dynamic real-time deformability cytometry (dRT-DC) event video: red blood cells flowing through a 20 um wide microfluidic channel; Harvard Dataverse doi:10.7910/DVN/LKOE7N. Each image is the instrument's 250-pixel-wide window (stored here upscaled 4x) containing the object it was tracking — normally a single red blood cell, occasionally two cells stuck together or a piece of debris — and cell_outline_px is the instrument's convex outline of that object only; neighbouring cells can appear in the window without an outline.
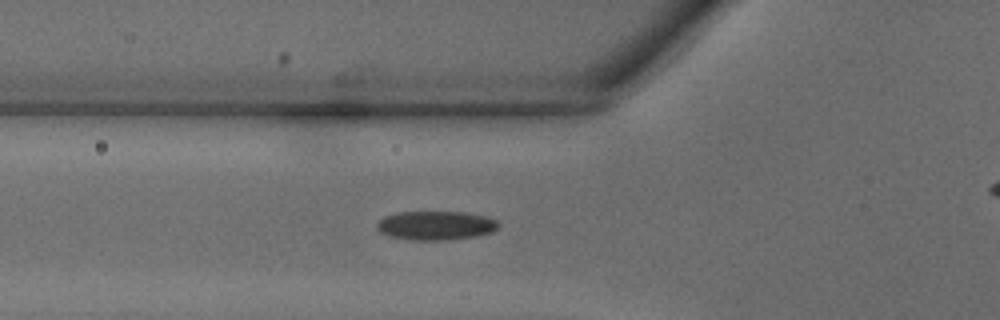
{"species": "common noctule bat (a hibernating species)", "species_latin": "Nyctalus noctula", "temperature_condition": "warm", "stored_images_in_passage": 23, "camera_frame_rate_fps": 3000, "um_per_image_px": 0.085, "animal": {"sex": "male", "body_mass_g": 18.8}, "frame": {"image": 1, "passage_image": 2, "time_ms": 0.333, "image_size_px": [1000, 320], "cell_outline_px": [[500, 224], [492, 232], [476, 236], [448, 240], [408, 240], [392, 236], [380, 232], [376, 228], [376, 224], [384, 216], [396, 212], [464, 212], [488, 216], [496, 220]], "centroid_in_image_um": [37.04, 19.16], "position_along_channel_um": 88.8, "area_um2": 20.63}}
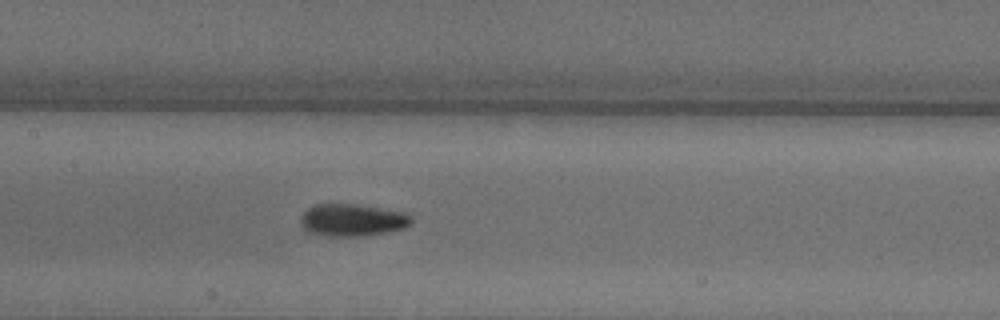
{"frame": {"image": 2, "passage_image": 7, "time_ms": 2.0, "image_size_px": [1000, 320], "cell_outline_px": [[412, 224], [404, 228], [388, 232], [356, 236], [324, 236], [308, 232], [304, 228], [300, 220], [304, 212], [308, 208], [316, 204], [356, 204], [404, 212], [412, 216]], "centroid_in_image_um": [29.96, 18.7], "position_along_channel_um": 177.4, "area_um2": 20.81}}
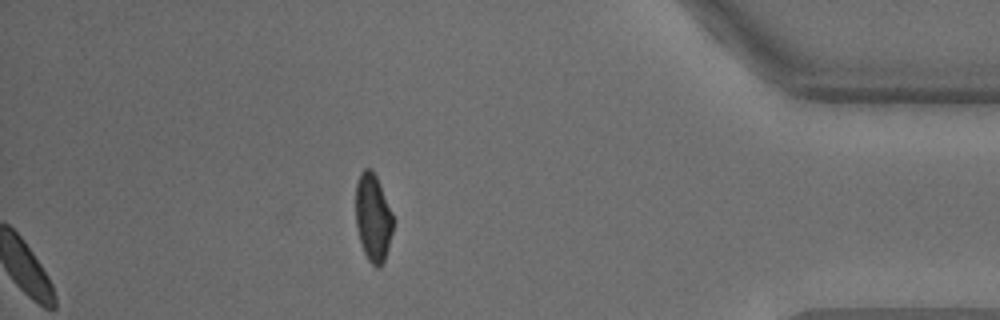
{"frame": {"image": 3, "passage_image": 22, "time_ms": 7.0, "image_size_px": [1000, 320], "cell_outline_px": [[392, 232], [384, 260], [380, 268], [376, 268], [368, 260], [364, 252], [356, 228], [356, 184], [360, 172], [364, 168], [372, 168], [380, 184], [392, 212]], "centroid_in_image_um": [31.69, 18.48], "position_along_channel_um": 403.5, "area_um2": 19.02}}